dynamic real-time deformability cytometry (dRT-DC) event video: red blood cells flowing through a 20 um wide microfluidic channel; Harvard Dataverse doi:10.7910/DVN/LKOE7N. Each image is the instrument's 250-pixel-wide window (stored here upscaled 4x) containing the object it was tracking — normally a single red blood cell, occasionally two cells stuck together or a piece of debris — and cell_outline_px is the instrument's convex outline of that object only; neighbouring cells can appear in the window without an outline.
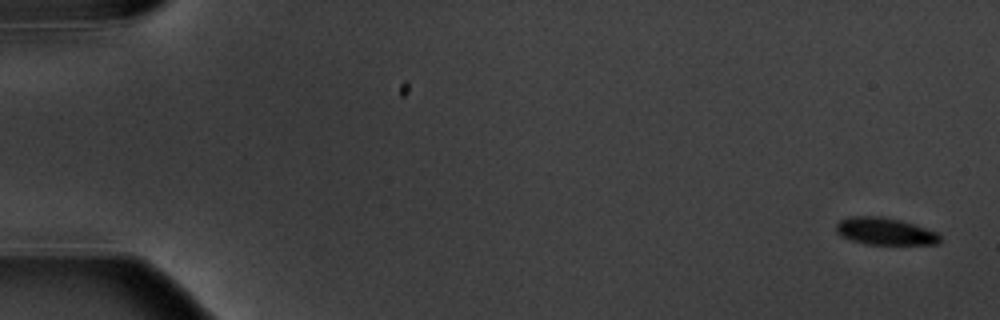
{"species": "common noctule bat (a hibernating species)", "species_latin": "Nyctalus noctula", "temperature_condition": "warm", "stored_images_in_passage": 8, "camera_frame_rate_fps": 3000, "um_per_image_px": 0.085, "animal": {"sex": "male", "body_mass_g": 20.1, "forearm_length_mm": 53.5}, "frame": {"image": 1, "passage_image": 1, "time_ms": 0.0, "image_size_px": [1000, 320], "cell_outline_px": [[940, 244], [868, 244], [852, 240], [840, 236], [836, 232], [836, 224], [840, 220], [852, 216], [880, 216], [900, 220], [936, 232], [940, 236]], "centroid_in_image_um": [75.19, 19.66], "position_along_channel_um": 9.8, "area_um2": 16.24}}
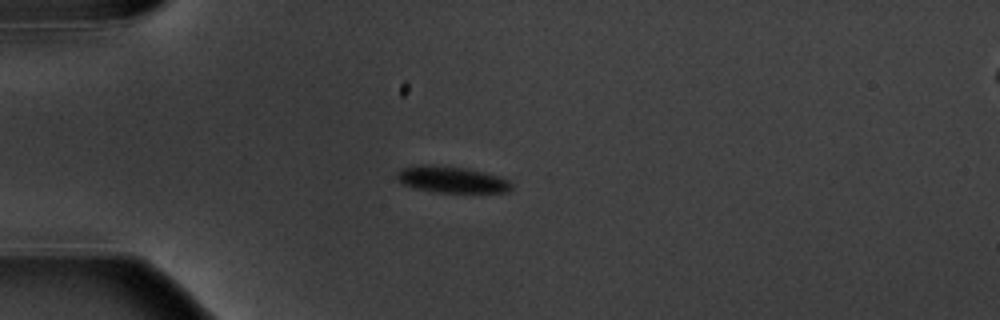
{"frame": {"image": 2, "passage_image": 5, "time_ms": 4.667, "image_size_px": [1000, 320], "cell_outline_px": [[512, 188], [508, 192], [440, 192], [412, 188], [404, 184], [396, 176], [396, 172], [400, 168], [416, 164], [432, 164], [464, 168], [484, 172], [500, 176], [508, 180], [512, 184]], "centroid_in_image_um": [38.36, 15.24], "position_along_channel_um": 46.6, "area_um2": 17.74}}